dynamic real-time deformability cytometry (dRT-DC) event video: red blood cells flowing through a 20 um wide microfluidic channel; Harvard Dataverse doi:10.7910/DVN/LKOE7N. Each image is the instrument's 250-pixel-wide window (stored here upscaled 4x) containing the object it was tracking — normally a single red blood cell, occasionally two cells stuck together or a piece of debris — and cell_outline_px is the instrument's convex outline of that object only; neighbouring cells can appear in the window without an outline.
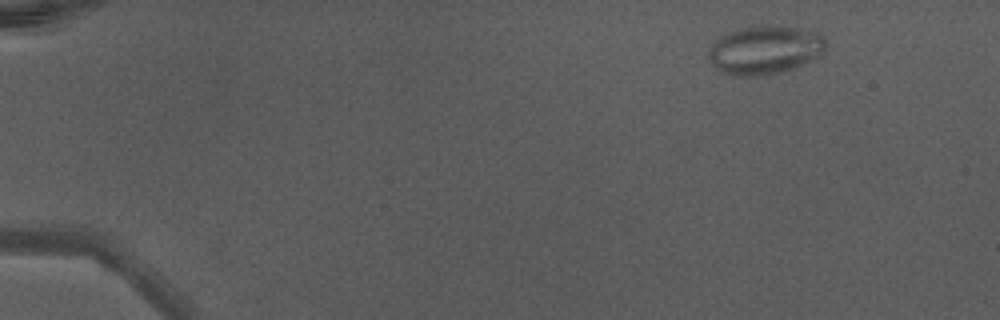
{"species": "Egyptian fruit bat (a non-hibernating species)", "species_latin": "Rousettus aegyptiacus", "temperature_condition": "warm", "stored_images_in_passage": 43, "camera_frame_rate_fps": 3000, "um_per_image_px": 0.085, "animal": {"sex": "male"}, "frame": {"image": 1, "passage_image": 1, "time_ms": 0.0, "image_size_px": [1000, 320], "cell_outline_px": [[824, 52], [792, 68], [780, 72], [760, 76], [732, 76], [716, 72], [708, 56], [708, 52], [712, 44], [720, 36], [728, 32], [740, 28], [796, 28], [816, 32], [824, 36]], "centroid_in_image_um": [64.92, 4.3], "position_along_channel_um": 20.1, "area_um2": 32.37}}
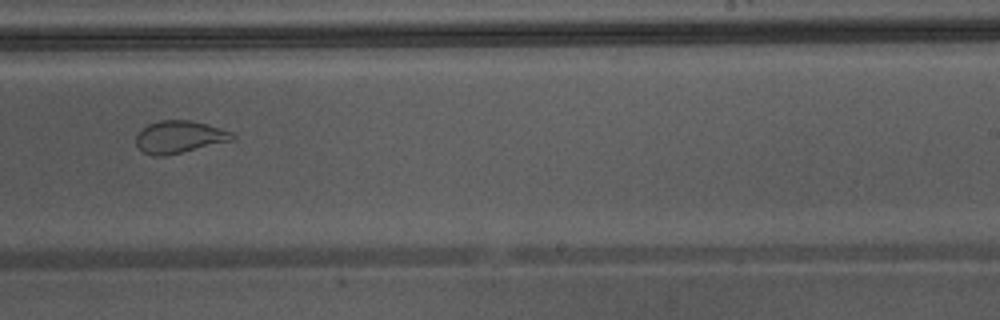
{"frame": {"image": 2, "passage_image": 27, "time_ms": 8.667, "image_size_px": [1000, 320], "cell_outline_px": [[236, 140], [164, 156], [152, 156], [144, 152], [136, 144], [136, 136], [148, 124], [160, 120], [192, 120], [232, 132], [236, 136]], "centroid_in_image_um": [15.28, 11.64], "position_along_channel_um": 273.7, "area_um2": 18.09}}
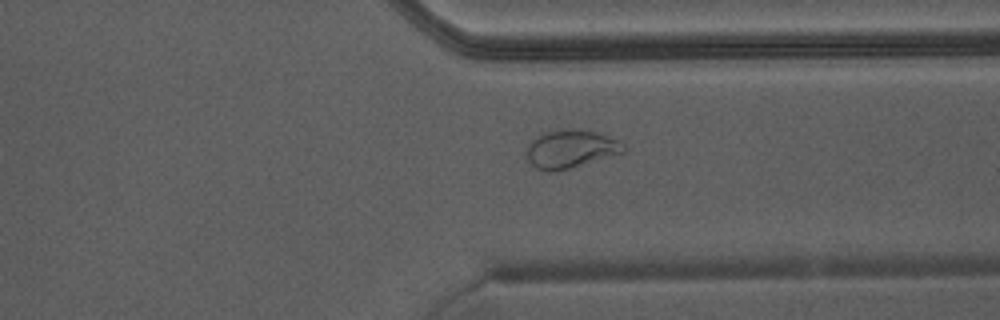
{"frame": {"image": 3, "passage_image": 33, "time_ms": 10.667, "image_size_px": [1000, 320], "cell_outline_px": [[628, 152], [572, 168], [552, 172], [548, 172], [536, 168], [528, 160], [528, 144], [536, 136], [544, 132], [564, 128], [576, 128], [596, 132], [616, 140], [624, 144], [628, 148]], "centroid_in_image_um": [48.55, 12.66], "position_along_channel_um": 362.8, "area_um2": 21.91}, "authors_computed_cell_mechanics": {"area_um2": 25.9522, "velocity_mm_per_s": 4.4465, "shape_relaxation_time_tau1_ms": null, "shape_relaxation_time_tau2_ms": 1.0496, "deformation_change_tau1": null, "deformation_change_tau2": 0.0771}}